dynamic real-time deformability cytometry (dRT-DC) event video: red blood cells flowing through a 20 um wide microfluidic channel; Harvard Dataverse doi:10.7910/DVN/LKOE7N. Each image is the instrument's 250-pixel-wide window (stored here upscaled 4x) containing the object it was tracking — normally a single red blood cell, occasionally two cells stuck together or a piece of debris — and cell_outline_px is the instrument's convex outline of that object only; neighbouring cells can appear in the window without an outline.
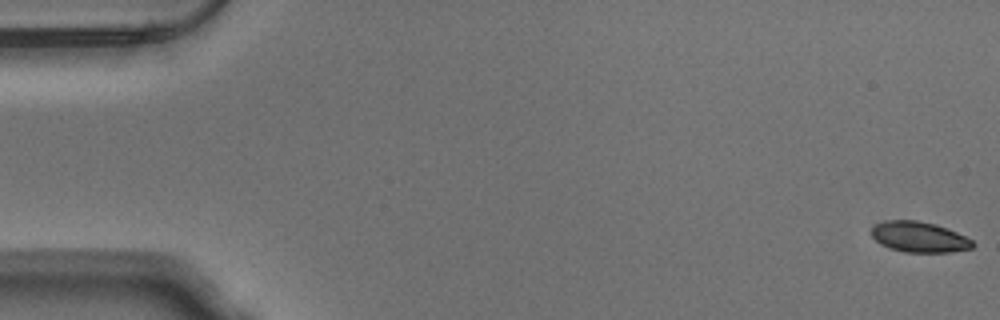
{"species": "Egyptian fruit bat (a non-hibernating species)", "species_latin": "Rousettus aegyptiacus", "temperature_condition": "warm", "stored_images_in_passage": 54, "camera_frame_rate_fps": 3000, "um_per_image_px": 0.085, "animal": {"sex": "male"}, "frame": {"image": 1, "passage_image": 1, "time_ms": 0.0, "image_size_px": [1000, 320], "cell_outline_px": [[976, 244], [972, 248], [948, 252], [904, 252], [880, 244], [872, 236], [872, 228], [876, 224], [888, 220], [916, 220], [936, 224], [956, 232], [972, 240]], "centroid_in_image_um": [78.14, 20.14], "position_along_channel_um": 6.9, "area_um2": 17.86}}
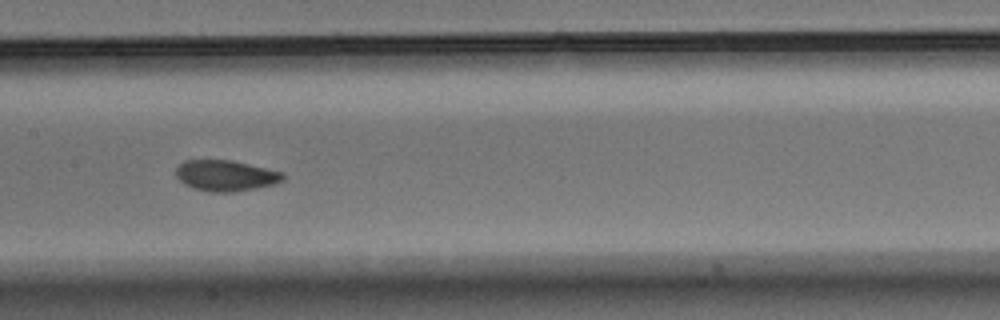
{"frame": {"image": 2, "passage_image": 27, "time_ms": 8.667, "image_size_px": [1000, 320], "cell_outline_px": [[284, 180], [272, 184], [256, 188], [236, 192], [208, 192], [192, 188], [184, 184], [176, 176], [176, 168], [184, 160], [232, 160], [284, 172]], "centroid_in_image_um": [19.18, 14.93], "position_along_channel_um": 188.2, "area_um2": 19.36}}
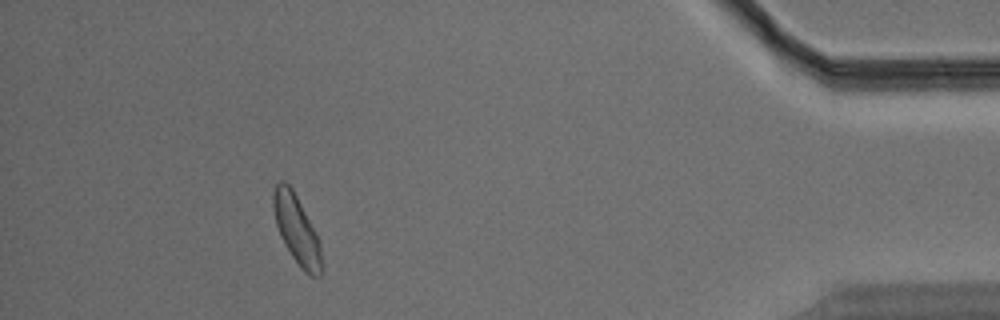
{"frame": {"image": 3, "passage_image": 49, "time_ms": 16.0, "image_size_px": [1000, 320], "cell_outline_px": [[320, 276], [312, 276], [304, 272], [300, 268], [284, 244], [280, 236], [276, 224], [272, 208], [272, 192], [276, 184], [280, 180], [284, 180], [292, 188], [316, 232], [320, 244]], "centroid_in_image_um": [25.17, 19.47], "position_along_channel_um": 410.0, "area_um2": 19.19}, "authors_computed_cell_mechanics": {"area_um2": 18.9295, "velocity_mm_per_s": 3.7901, "shape_relaxation_time_tau1_ms": 3.0064, "shape_relaxation_time_tau2_ms": 1.8539, "deformation_change_tau1": 0.1097, "deformation_change_tau2": 0.057}}